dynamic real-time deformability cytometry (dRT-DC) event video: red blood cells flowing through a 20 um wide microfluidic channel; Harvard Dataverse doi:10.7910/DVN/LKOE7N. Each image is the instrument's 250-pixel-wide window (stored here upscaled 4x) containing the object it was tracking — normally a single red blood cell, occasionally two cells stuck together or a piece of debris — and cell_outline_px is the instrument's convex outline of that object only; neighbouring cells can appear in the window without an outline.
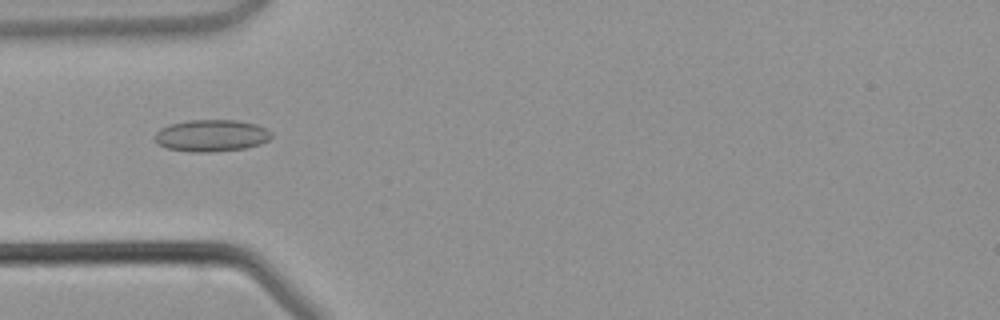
{"species": "common noctule bat (a hibernating species)", "species_latin": "Nyctalus noctula", "temperature_condition": "warm", "stored_images_in_passage": 44, "camera_frame_rate_fps": 3000, "um_per_image_px": 0.085, "animal": {"sex": "male", "body_mass_g": 21.5, "forearm_length_mm": 52.0}, "frame": {"image": 1, "passage_image": 13, "time_ms": 4.0, "image_size_px": [1000, 320], "cell_outline_px": [[272, 136], [268, 140], [260, 144], [244, 148], [208, 152], [192, 152], [168, 148], [156, 144], [156, 132], [160, 128], [168, 124], [188, 120], [236, 120], [256, 124], [272, 132]], "centroid_in_image_um": [17.95, 11.52], "position_along_channel_um": 67.0, "area_um2": 21.62}}
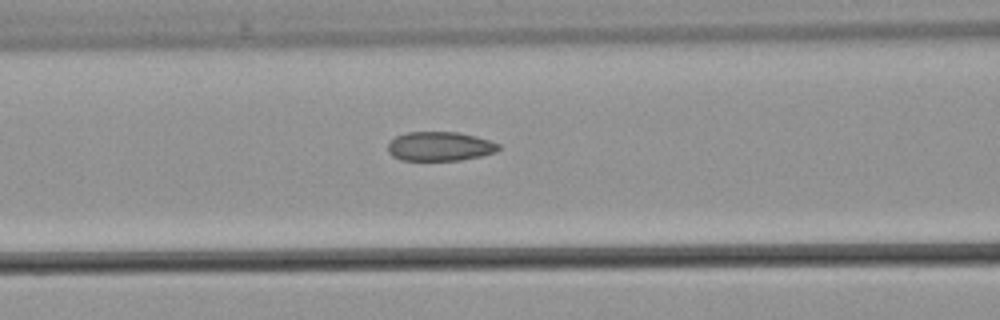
{"frame": {"image": 2, "passage_image": 17, "time_ms": 5.333, "image_size_px": [1000, 320], "cell_outline_px": [[500, 148], [496, 152], [480, 156], [460, 160], [400, 160], [392, 156], [388, 152], [388, 144], [396, 136], [408, 132], [456, 132], [476, 136], [500, 144]], "centroid_in_image_um": [37.38, 12.44], "position_along_channel_um": 129.2, "area_um2": 18.79}}
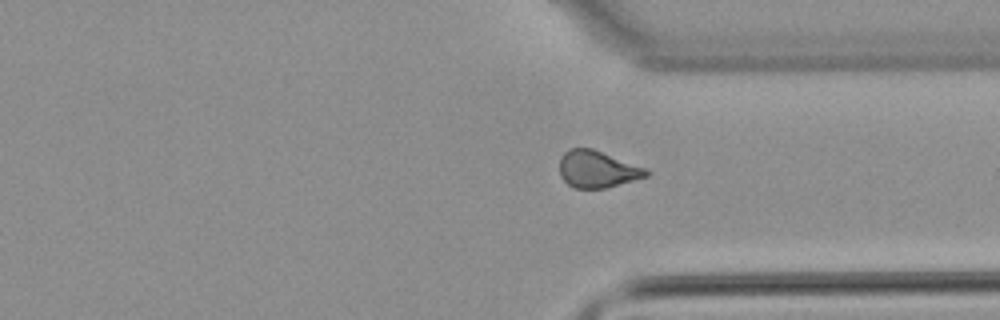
{"frame": {"image": 3, "passage_image": 32, "time_ms": 10.333, "image_size_px": [1000, 320], "cell_outline_px": [[652, 172], [648, 176], [604, 188], [572, 188], [560, 176], [560, 156], [568, 148], [592, 148], [644, 168]], "centroid_in_image_um": [50.73, 14.38], "position_along_channel_um": 360.7, "area_um2": 18.5}}